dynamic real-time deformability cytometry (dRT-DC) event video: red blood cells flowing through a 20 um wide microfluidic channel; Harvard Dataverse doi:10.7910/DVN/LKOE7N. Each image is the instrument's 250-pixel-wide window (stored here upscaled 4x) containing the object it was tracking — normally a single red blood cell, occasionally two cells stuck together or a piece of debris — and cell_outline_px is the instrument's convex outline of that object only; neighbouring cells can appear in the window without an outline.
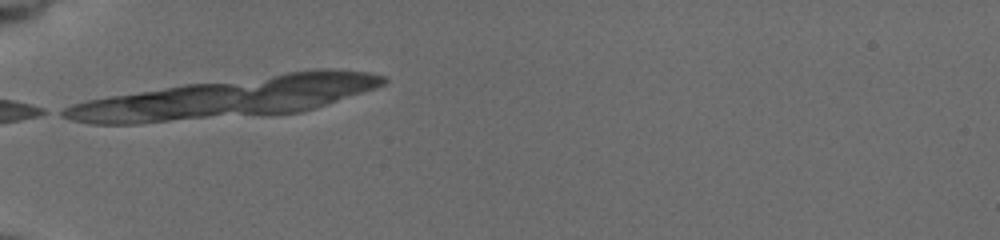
{"species": "common noctule bat (a hibernating species)", "species_latin": "Nyctalus noctula", "temperature_condition": "cold", "stored_images_in_passage": 3, "camera_frame_rate_fps": 3000, "um_per_image_px": 0.085, "animal": {"sex": "female", "body_mass_g": 19.5, "forearm_length_mm": 54.1}, "frame": {"image": 1, "passage_image": 1, "time_ms": 0.0, "image_size_px": [1000, 240], "cell_outline_px": [[224, 88], [192, 112], [180, 116], [160, 116], [104, 100], [128, 96], [180, 88]], "centroid_in_image_um": [14.34, 8.58], "position_along_channel_um": 70.7, "area_um2": 13.93}}